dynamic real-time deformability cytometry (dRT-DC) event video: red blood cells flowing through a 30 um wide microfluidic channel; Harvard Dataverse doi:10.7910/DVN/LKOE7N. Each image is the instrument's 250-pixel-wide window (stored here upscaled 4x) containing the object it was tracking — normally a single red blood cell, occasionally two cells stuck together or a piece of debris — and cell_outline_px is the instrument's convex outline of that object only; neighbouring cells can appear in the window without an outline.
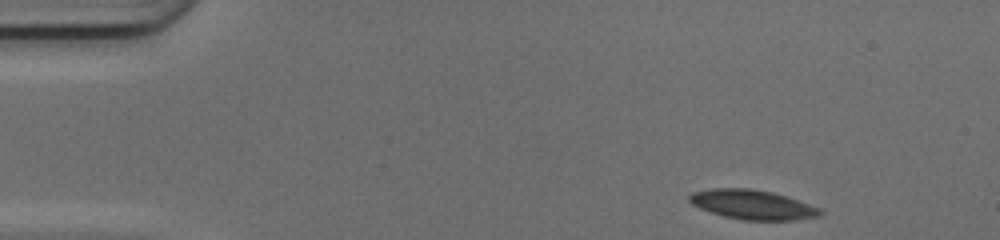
{"species": "common noctule bat (a hibernating species)", "species_latin": "Nyctalus noctula", "temperature_condition": "cold", "stored_images_in_passage": 11, "camera_frame_rate_fps": 3000, "um_per_image_px": 0.085, "animal": {"sex": "female", "body_mass_g": 17.0, "forearm_length_mm": 48.0}, "frame": {"image": 1, "passage_image": 1, "time_ms": 0.0, "image_size_px": [1000, 240], "cell_outline_px": [[824, 212], [820, 216], [796, 220], [744, 220], [724, 216], [700, 208], [692, 204], [688, 200], [688, 196], [692, 192], [716, 188], [748, 188], [772, 192], [796, 200], [816, 208]], "centroid_in_image_um": [63.92, 17.4], "position_along_channel_um": 21.1, "area_um2": 22.08}}
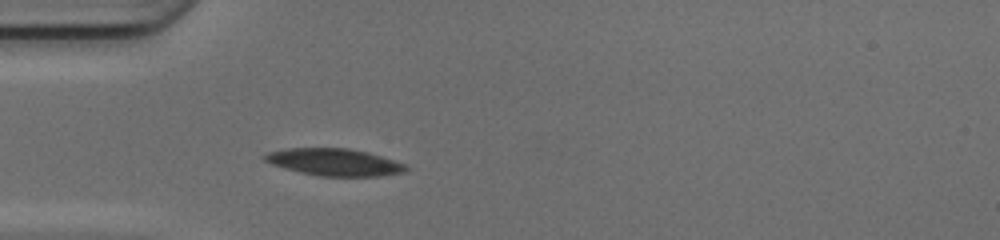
{"frame": {"image": 2, "passage_image": 10, "time_ms": 3.0, "image_size_px": [1000, 240], "cell_outline_px": [[408, 168], [404, 172], [380, 176], [316, 176], [284, 168], [272, 164], [264, 160], [264, 156], [268, 152], [288, 148], [348, 148], [368, 152], [404, 164]], "centroid_in_image_um": [28.4, 13.78], "position_along_channel_um": 56.6, "area_um2": 22.14}}